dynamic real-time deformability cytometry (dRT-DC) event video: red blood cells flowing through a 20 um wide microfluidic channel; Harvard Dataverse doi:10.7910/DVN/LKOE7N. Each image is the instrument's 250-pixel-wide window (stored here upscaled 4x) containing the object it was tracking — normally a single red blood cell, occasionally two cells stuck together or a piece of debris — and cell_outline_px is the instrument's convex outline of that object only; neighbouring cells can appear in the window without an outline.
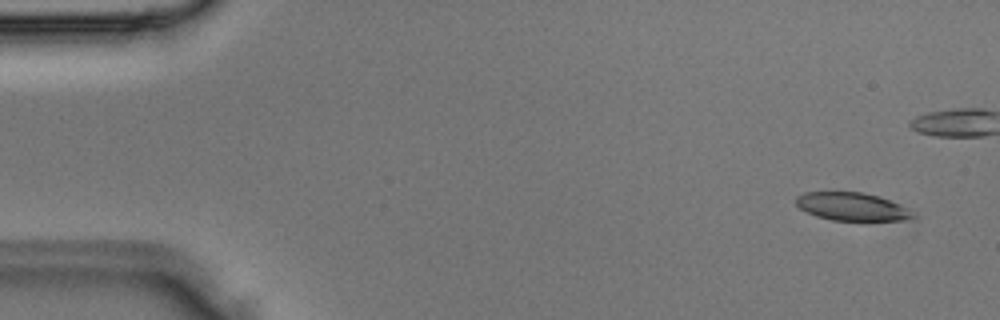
{"species": "Egyptian fruit bat (a non-hibernating species)", "species_latin": "Rousettus aegyptiacus", "temperature_condition": "room temperature", "stored_images_in_passage": 4, "camera_frame_rate_fps": 3000, "um_per_image_px": 0.085, "animal": {"sex": "male"}, "frame": {"image": 1, "passage_image": 1, "time_ms": 0.0, "image_size_px": [1000, 320], "cell_outline_px": [[916, 216], [904, 220], [832, 220], [816, 216], [800, 208], [796, 204], [796, 196], [804, 192], [864, 192], [880, 196], [904, 208]], "centroid_in_image_um": [72.35, 17.55], "position_along_channel_um": 12.7, "area_um2": 18.73}}